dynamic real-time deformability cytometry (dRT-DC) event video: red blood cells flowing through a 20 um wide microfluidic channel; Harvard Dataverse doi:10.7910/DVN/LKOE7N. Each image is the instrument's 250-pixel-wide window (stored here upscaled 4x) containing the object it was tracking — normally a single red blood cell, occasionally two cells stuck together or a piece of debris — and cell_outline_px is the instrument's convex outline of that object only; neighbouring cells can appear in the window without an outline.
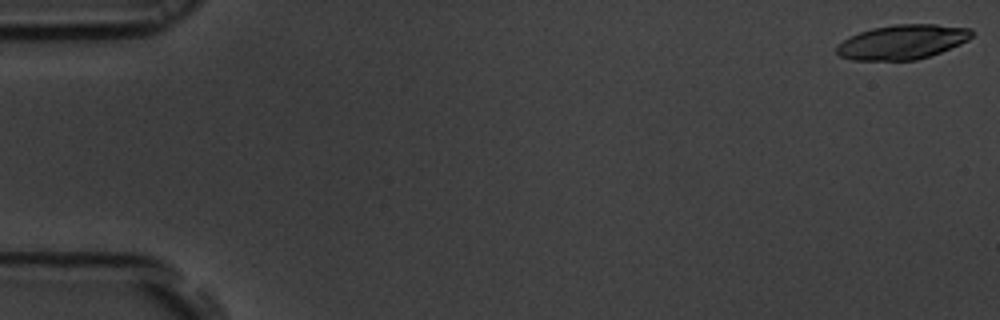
{"species": "common noctule bat (a hibernating species)", "species_latin": "Nyctalus noctula", "temperature_condition": "room temperature", "stored_images_in_passage": 55, "camera_frame_rate_fps": 3000, "um_per_image_px": 0.085, "animal": {"sex": "male", "body_mass_g": 19.5, "forearm_length_mm": 54.6}, "frame": {"image": 1, "passage_image": 1, "time_ms": 0.0, "image_size_px": [1000, 320], "cell_outline_px": [[972, 36], [968, 40], [960, 44], [940, 52], [916, 60], [852, 60], [840, 56], [836, 52], [836, 48], [844, 40], [860, 32], [872, 28], [896, 24], [936, 24], [972, 28]], "centroid_in_image_um": [76.72, 3.56], "position_along_channel_um": 8.3, "area_um2": 26.99}}
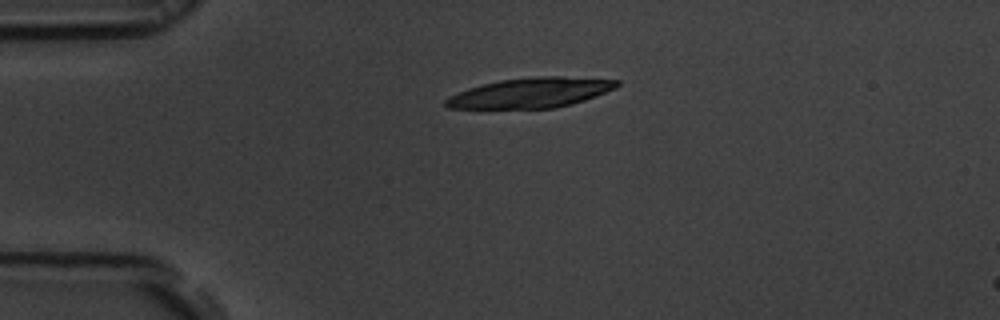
{"frame": {"image": 2, "passage_image": 13, "time_ms": 4.0, "image_size_px": [1000, 320], "cell_outline_px": [[620, 84], [616, 88], [596, 96], [572, 104], [556, 108], [448, 108], [444, 104], [444, 100], [448, 96], [468, 88], [480, 84], [500, 80], [536, 76], [560, 76], [620, 80]], "centroid_in_image_um": [45.11, 7.88], "position_along_channel_um": 39.9, "area_um2": 30.0}}